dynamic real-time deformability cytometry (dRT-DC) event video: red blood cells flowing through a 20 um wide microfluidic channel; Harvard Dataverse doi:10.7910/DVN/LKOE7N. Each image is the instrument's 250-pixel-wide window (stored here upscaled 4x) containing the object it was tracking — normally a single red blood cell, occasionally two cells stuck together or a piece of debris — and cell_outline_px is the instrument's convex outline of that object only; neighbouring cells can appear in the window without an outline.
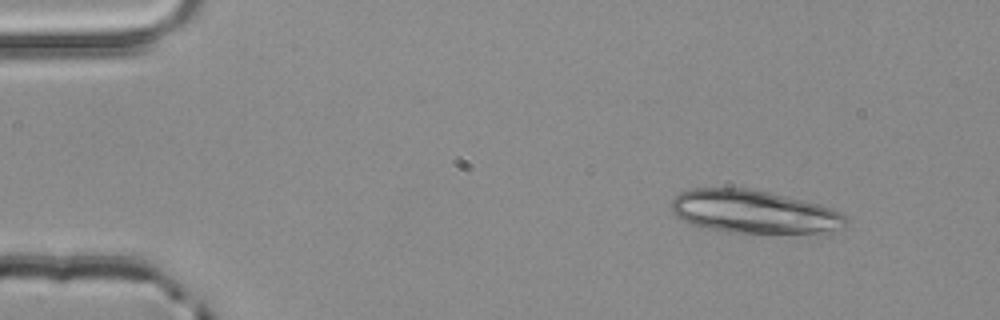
{"species": "common noctule bat (a hibernating species)", "species_latin": "Nyctalus noctula", "temperature_condition": "room temperature", "stored_images_in_passage": 3, "camera_frame_rate_fps": 3000, "um_per_image_px": 0.085, "animal": {"sex": "male", "body_mass_g": 20.4}, "frame": {"image": 1, "passage_image": 1, "time_ms": 0.0, "image_size_px": [1000, 320], "cell_outline_px": [[848, 224], [820, 232], [728, 232], [708, 228], [692, 224], [680, 220], [672, 212], [672, 200], [680, 192], [692, 188], [748, 188], [768, 192], [820, 204], [832, 208], [840, 212], [848, 220]], "centroid_in_image_um": [64.01, 17.98], "position_along_channel_um": 21.0, "area_um2": 43.23}}